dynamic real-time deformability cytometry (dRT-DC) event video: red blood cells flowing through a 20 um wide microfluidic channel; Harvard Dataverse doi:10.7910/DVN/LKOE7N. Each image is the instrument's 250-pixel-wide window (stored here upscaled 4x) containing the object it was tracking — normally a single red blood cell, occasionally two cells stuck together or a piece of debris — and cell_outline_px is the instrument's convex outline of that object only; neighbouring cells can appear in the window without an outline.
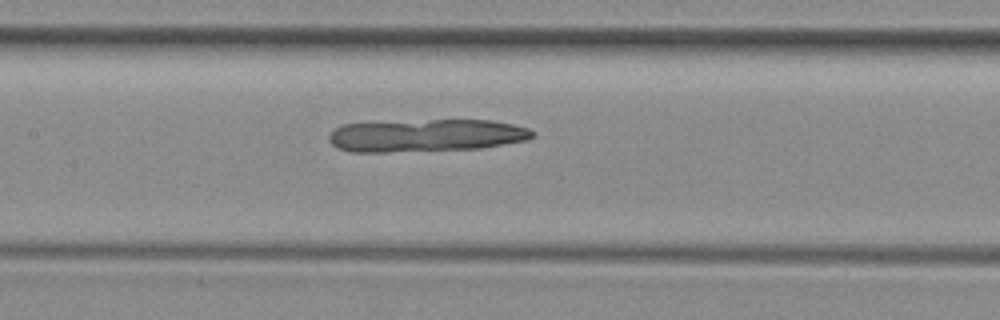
{"species": "common noctule bat (a hibernating species)", "species_latin": "Nyctalus noctula", "temperature_condition": "room temperature", "stored_images_in_passage": 43, "camera_frame_rate_fps": 3000, "um_per_image_px": 0.085, "animal": {"sex": "female", "body_mass_g": 29.2, "forearm_length_mm": 56.3}, "frame": {"image": 1, "passage_image": 16, "time_ms": 5.0, "image_size_px": [1000, 320], "cell_outline_px": [[536, 136], [528, 140], [480, 148], [384, 152], [352, 152], [336, 148], [328, 140], [328, 136], [336, 128], [344, 124], [432, 120], [492, 120], [512, 124], [528, 128], [536, 132]], "centroid_in_image_um": [36.25, 11.52], "position_along_channel_um": 171.1, "area_um2": 38.55}}
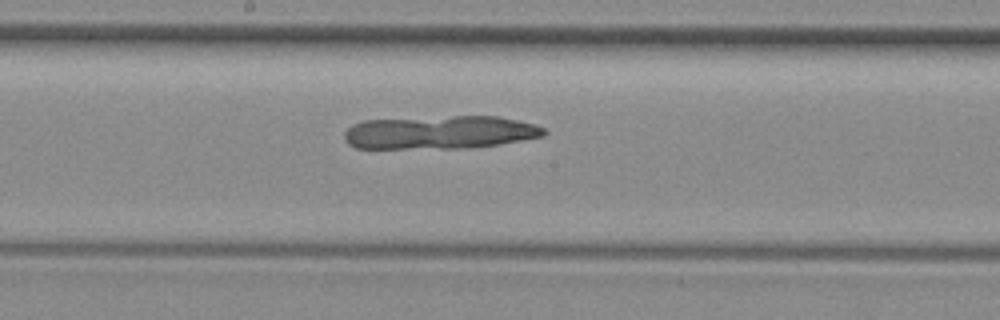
{"frame": {"image": 2, "passage_image": 19, "time_ms": 6.0, "image_size_px": [1000, 320], "cell_outline_px": [[548, 132], [544, 136], [500, 144], [456, 148], [356, 148], [348, 144], [344, 140], [344, 132], [352, 124], [364, 120], [456, 116], [496, 116], [536, 124], [544, 128]], "centroid_in_image_um": [37.38, 11.25], "position_along_channel_um": 210.8, "area_um2": 38.61}}